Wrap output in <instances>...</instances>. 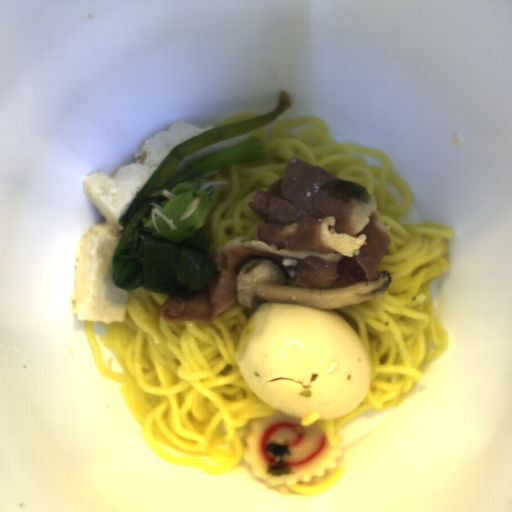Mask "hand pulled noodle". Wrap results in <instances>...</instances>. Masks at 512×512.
Masks as SVG:
<instances>
[{
	"mask_svg": "<svg viewBox=\"0 0 512 512\" xmlns=\"http://www.w3.org/2000/svg\"><path fill=\"white\" fill-rule=\"evenodd\" d=\"M261 139V161L220 168L203 175L209 182L210 202L201 228L208 248L243 237L258 238L260 223L267 222L250 205L258 190L268 191L282 179L287 164L301 159L322 166L342 181L363 186L376 198L379 220L388 225L389 247L375 275L390 274L391 282L380 295L362 303L332 309L363 342L371 365V384L360 404L341 418H301V426L317 425L331 446L343 424L369 411L400 406L423 376L426 361H437L448 347L430 294L432 279L450 271L446 258L455 233L446 224L402 225L413 199L405 179L392 171L383 150L337 142L324 119L306 116L277 121L267 136L266 125L250 131Z\"/></svg>",
	"mask_w": 512,
	"mask_h": 512,
	"instance_id": "1",
	"label": "hand pulled noodle"
},
{
	"mask_svg": "<svg viewBox=\"0 0 512 512\" xmlns=\"http://www.w3.org/2000/svg\"><path fill=\"white\" fill-rule=\"evenodd\" d=\"M168 294L128 291L125 319L104 323L99 336L122 372L109 369L94 335L85 332L95 366L119 384L146 444L165 462L222 475L242 460L251 420L277 409L263 402L242 374L236 354L256 307L237 299L209 322H165Z\"/></svg>",
	"mask_w": 512,
	"mask_h": 512,
	"instance_id": "2",
	"label": "hand pulled noodle"
},
{
	"mask_svg": "<svg viewBox=\"0 0 512 512\" xmlns=\"http://www.w3.org/2000/svg\"><path fill=\"white\" fill-rule=\"evenodd\" d=\"M345 471H346L345 467H337L336 470L334 472H332L331 474H329L325 480L318 482L316 484L306 485V484H303L300 482V483H297L294 485H284V486L293 490L300 496L301 495H312L317 492L323 491L326 488H328L329 486H331L332 484H334L338 479H340L344 475Z\"/></svg>",
	"mask_w": 512,
	"mask_h": 512,
	"instance_id": "3",
	"label": "hand pulled noodle"
},
{
	"mask_svg": "<svg viewBox=\"0 0 512 512\" xmlns=\"http://www.w3.org/2000/svg\"><path fill=\"white\" fill-rule=\"evenodd\" d=\"M259 116H261V115L252 113L250 111L241 112V113H238L236 115L228 117L227 119L223 120L222 122L216 124L213 127L214 128L224 127V126H228V125L235 124V123H238V122L254 119V118L259 117ZM214 128H212V129H214Z\"/></svg>",
	"mask_w": 512,
	"mask_h": 512,
	"instance_id": "4",
	"label": "hand pulled noodle"
}]
</instances>
